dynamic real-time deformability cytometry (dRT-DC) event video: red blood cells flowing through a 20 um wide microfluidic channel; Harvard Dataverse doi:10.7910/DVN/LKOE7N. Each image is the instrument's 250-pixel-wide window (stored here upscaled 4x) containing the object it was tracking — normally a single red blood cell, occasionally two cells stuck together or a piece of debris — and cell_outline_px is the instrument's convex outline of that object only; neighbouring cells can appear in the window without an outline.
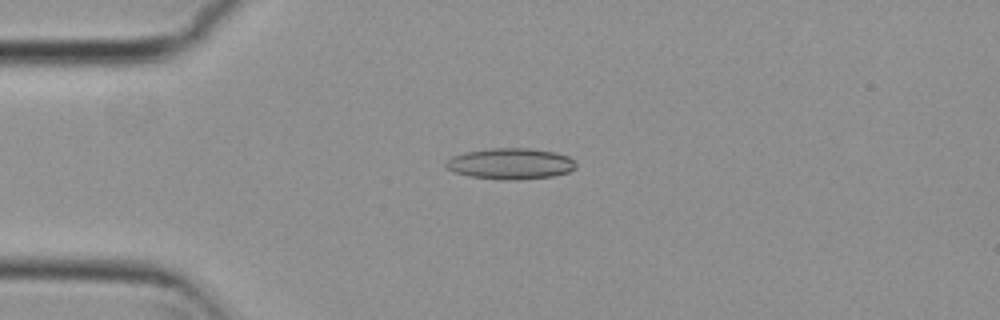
{"species": "common noctule bat (a hibernating species)", "species_latin": "Nyctalus noctula", "temperature_condition": "cold", "stored_images_in_passage": 4, "camera_frame_rate_fps": 3000, "um_per_image_px": 0.085, "animal": {"sex": "female", "body_mass_g": 29.2, "forearm_length_mm": 56.3}, "frame": {"image": 1, "passage_image": 3, "time_ms": 0.667, "image_size_px": [1000, 320], "cell_outline_px": [[576, 168], [568, 172], [552, 176], [516, 180], [500, 180], [472, 176], [456, 172], [448, 168], [444, 164], [452, 156], [464, 152], [492, 148], [528, 148], [552, 152], [568, 156], [576, 164]], "centroid_in_image_um": [43.39, 13.91], "position_along_channel_um": 41.6, "area_um2": 23.29}}